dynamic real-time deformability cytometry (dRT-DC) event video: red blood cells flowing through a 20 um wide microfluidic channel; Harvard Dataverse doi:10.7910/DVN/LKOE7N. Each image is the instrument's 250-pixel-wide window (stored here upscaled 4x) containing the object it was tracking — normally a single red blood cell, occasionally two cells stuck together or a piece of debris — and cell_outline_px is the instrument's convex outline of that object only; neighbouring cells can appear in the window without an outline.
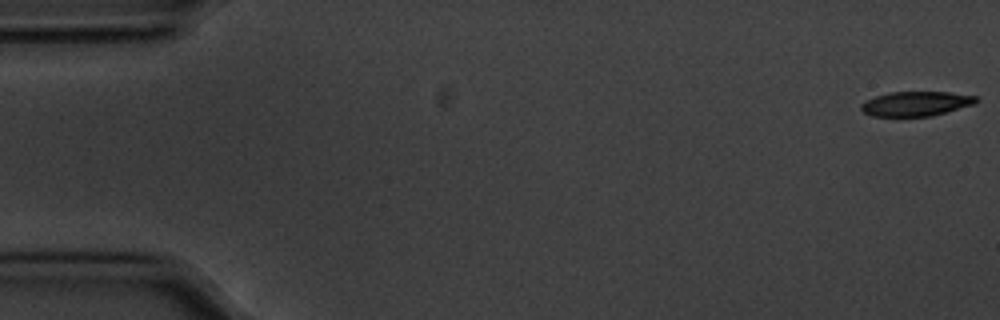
{"species": "common noctule bat (a hibernating species)", "species_latin": "Nyctalus noctula", "temperature_condition": "cold", "stored_images_in_passage": 56, "camera_frame_rate_fps": 3000, "um_per_image_px": 0.085, "animal": {"sex": "male", "body_mass_g": 20.1, "forearm_length_mm": 53.5}, "frame": {"image": 1, "passage_image": 1, "time_ms": 0.0, "image_size_px": [1000, 320], "cell_outline_px": [[980, 100], [976, 104], [928, 116], [872, 116], [864, 112], [860, 108], [860, 104], [864, 100], [876, 96], [892, 92], [948, 92], [976, 96]], "centroid_in_image_um": [77.85, 8.81], "position_along_channel_um": 7.1, "area_um2": 16.42}}
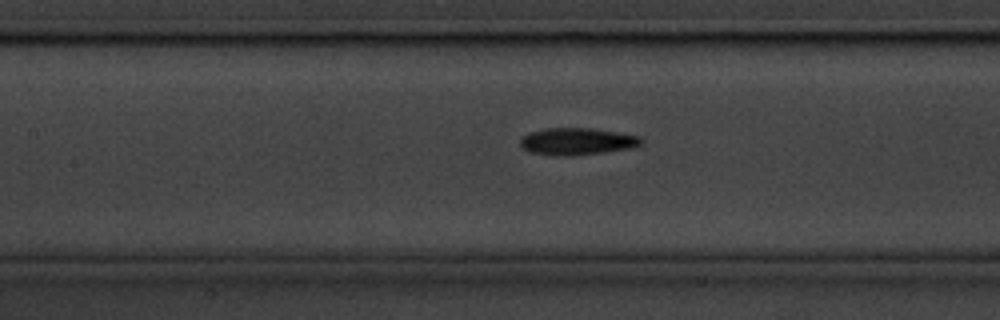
{"frame": {"image": 2, "passage_image": 25, "time_ms": 8.0, "image_size_px": [1000, 320], "cell_outline_px": [[644, 140], [640, 144], [628, 148], [604, 152], [572, 156], [552, 156], [528, 152], [520, 144], [520, 136], [528, 132], [544, 128], [592, 128], [640, 136]], "centroid_in_image_um": [48.97, 12.02], "position_along_channel_um": 158.4, "area_um2": 19.25}}
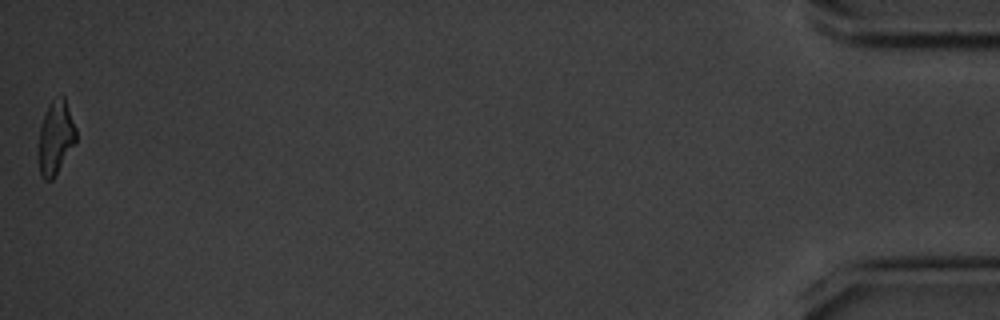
{"frame": {"image": 3, "passage_image": 56, "time_ms": 18.333, "image_size_px": [1000, 320], "cell_outline_px": [[76, 140], [52, 180], [44, 180], [40, 176], [36, 152], [40, 128], [44, 112], [48, 104], [52, 100], [60, 96], [64, 96], [76, 128]], "centroid_in_image_um": [4.67, 11.71], "position_along_channel_um": 430.5, "area_um2": 16.3}, "authors_computed_cell_mechanics": {"area_um2": 18.0336, "velocity_mm_per_s": 3.5659, "shape_relaxation_time_tau1_ms": 3.3906, "shape_relaxation_time_tau2_ms": 9.0134, "deformation_change_tau1": 0.1258, "deformation_change_tau2": 0.2028}}